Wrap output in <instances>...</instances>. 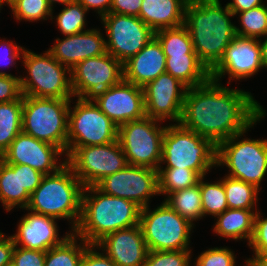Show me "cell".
Wrapping results in <instances>:
<instances>
[{"label":"cell","mask_w":267,"mask_h":266,"mask_svg":"<svg viewBox=\"0 0 267 266\" xmlns=\"http://www.w3.org/2000/svg\"><path fill=\"white\" fill-rule=\"evenodd\" d=\"M86 13L87 10L78 1L65 5L61 12L55 16L57 17L55 19L56 24L61 33L69 36L86 31L84 28Z\"/></svg>","instance_id":"cell-36"},{"label":"cell","mask_w":267,"mask_h":266,"mask_svg":"<svg viewBox=\"0 0 267 266\" xmlns=\"http://www.w3.org/2000/svg\"><path fill=\"white\" fill-rule=\"evenodd\" d=\"M139 224L148 251L190 250V235L194 227L165 201L157 208H141Z\"/></svg>","instance_id":"cell-9"},{"label":"cell","mask_w":267,"mask_h":266,"mask_svg":"<svg viewBox=\"0 0 267 266\" xmlns=\"http://www.w3.org/2000/svg\"><path fill=\"white\" fill-rule=\"evenodd\" d=\"M17 226V233L11 235L15 246L45 252L61 244L72 233L67 232L59 238L56 218L32 211L22 217Z\"/></svg>","instance_id":"cell-22"},{"label":"cell","mask_w":267,"mask_h":266,"mask_svg":"<svg viewBox=\"0 0 267 266\" xmlns=\"http://www.w3.org/2000/svg\"><path fill=\"white\" fill-rule=\"evenodd\" d=\"M262 66L260 39L236 36L226 47L218 64L210 71V79L220 83L222 76L232 79H247L255 75Z\"/></svg>","instance_id":"cell-17"},{"label":"cell","mask_w":267,"mask_h":266,"mask_svg":"<svg viewBox=\"0 0 267 266\" xmlns=\"http://www.w3.org/2000/svg\"><path fill=\"white\" fill-rule=\"evenodd\" d=\"M4 3H7V5H9L11 2H13L14 0H2Z\"/></svg>","instance_id":"cell-52"},{"label":"cell","mask_w":267,"mask_h":266,"mask_svg":"<svg viewBox=\"0 0 267 266\" xmlns=\"http://www.w3.org/2000/svg\"><path fill=\"white\" fill-rule=\"evenodd\" d=\"M45 251L15 246L12 262L16 266H45Z\"/></svg>","instance_id":"cell-42"},{"label":"cell","mask_w":267,"mask_h":266,"mask_svg":"<svg viewBox=\"0 0 267 266\" xmlns=\"http://www.w3.org/2000/svg\"><path fill=\"white\" fill-rule=\"evenodd\" d=\"M188 87L169 73L160 74L144 87L146 117L179 123Z\"/></svg>","instance_id":"cell-16"},{"label":"cell","mask_w":267,"mask_h":266,"mask_svg":"<svg viewBox=\"0 0 267 266\" xmlns=\"http://www.w3.org/2000/svg\"><path fill=\"white\" fill-rule=\"evenodd\" d=\"M159 195H169L175 191L190 188L198 184L201 178L194 170L160 166L158 168Z\"/></svg>","instance_id":"cell-32"},{"label":"cell","mask_w":267,"mask_h":266,"mask_svg":"<svg viewBox=\"0 0 267 266\" xmlns=\"http://www.w3.org/2000/svg\"><path fill=\"white\" fill-rule=\"evenodd\" d=\"M69 107L67 147L105 145L117 141L118 126L91 98H77Z\"/></svg>","instance_id":"cell-11"},{"label":"cell","mask_w":267,"mask_h":266,"mask_svg":"<svg viewBox=\"0 0 267 266\" xmlns=\"http://www.w3.org/2000/svg\"><path fill=\"white\" fill-rule=\"evenodd\" d=\"M3 4L5 5V3L2 0H0V10H1V7H3Z\"/></svg>","instance_id":"cell-54"},{"label":"cell","mask_w":267,"mask_h":266,"mask_svg":"<svg viewBox=\"0 0 267 266\" xmlns=\"http://www.w3.org/2000/svg\"><path fill=\"white\" fill-rule=\"evenodd\" d=\"M188 0H143L139 18L154 32L184 24Z\"/></svg>","instance_id":"cell-25"},{"label":"cell","mask_w":267,"mask_h":266,"mask_svg":"<svg viewBox=\"0 0 267 266\" xmlns=\"http://www.w3.org/2000/svg\"><path fill=\"white\" fill-rule=\"evenodd\" d=\"M96 187L103 193L134 201L141 208L158 191V171L149 167L127 165L102 179Z\"/></svg>","instance_id":"cell-15"},{"label":"cell","mask_w":267,"mask_h":266,"mask_svg":"<svg viewBox=\"0 0 267 266\" xmlns=\"http://www.w3.org/2000/svg\"><path fill=\"white\" fill-rule=\"evenodd\" d=\"M14 248L15 244L11 236L3 237L0 240V266L12 262Z\"/></svg>","instance_id":"cell-47"},{"label":"cell","mask_w":267,"mask_h":266,"mask_svg":"<svg viewBox=\"0 0 267 266\" xmlns=\"http://www.w3.org/2000/svg\"><path fill=\"white\" fill-rule=\"evenodd\" d=\"M264 42H261L260 39V46H261V52H262V66L263 68H267V35L265 36Z\"/></svg>","instance_id":"cell-50"},{"label":"cell","mask_w":267,"mask_h":266,"mask_svg":"<svg viewBox=\"0 0 267 266\" xmlns=\"http://www.w3.org/2000/svg\"><path fill=\"white\" fill-rule=\"evenodd\" d=\"M70 102L23 95L22 132L59 147L66 156Z\"/></svg>","instance_id":"cell-7"},{"label":"cell","mask_w":267,"mask_h":266,"mask_svg":"<svg viewBox=\"0 0 267 266\" xmlns=\"http://www.w3.org/2000/svg\"><path fill=\"white\" fill-rule=\"evenodd\" d=\"M255 209H230L215 216L217 222L213 227L214 233L223 238L233 240H248L252 238L254 231V221L257 212Z\"/></svg>","instance_id":"cell-26"},{"label":"cell","mask_w":267,"mask_h":266,"mask_svg":"<svg viewBox=\"0 0 267 266\" xmlns=\"http://www.w3.org/2000/svg\"><path fill=\"white\" fill-rule=\"evenodd\" d=\"M43 176L29 165L7 164L0 158V202L4 209L7 212L16 206L25 209Z\"/></svg>","instance_id":"cell-20"},{"label":"cell","mask_w":267,"mask_h":266,"mask_svg":"<svg viewBox=\"0 0 267 266\" xmlns=\"http://www.w3.org/2000/svg\"><path fill=\"white\" fill-rule=\"evenodd\" d=\"M263 4V0H232V2L227 3V6L234 15H237L239 12L247 11Z\"/></svg>","instance_id":"cell-48"},{"label":"cell","mask_w":267,"mask_h":266,"mask_svg":"<svg viewBox=\"0 0 267 266\" xmlns=\"http://www.w3.org/2000/svg\"><path fill=\"white\" fill-rule=\"evenodd\" d=\"M164 201L182 217L194 225V221L203 218L200 179L193 187L185 188L165 196Z\"/></svg>","instance_id":"cell-28"},{"label":"cell","mask_w":267,"mask_h":266,"mask_svg":"<svg viewBox=\"0 0 267 266\" xmlns=\"http://www.w3.org/2000/svg\"><path fill=\"white\" fill-rule=\"evenodd\" d=\"M204 178H200L203 217L206 215L215 217L228 209L223 182L218 180L215 183H209L205 182Z\"/></svg>","instance_id":"cell-35"},{"label":"cell","mask_w":267,"mask_h":266,"mask_svg":"<svg viewBox=\"0 0 267 266\" xmlns=\"http://www.w3.org/2000/svg\"><path fill=\"white\" fill-rule=\"evenodd\" d=\"M75 1H77V0H47L48 4L52 8V10L54 8L53 4H55V3H61L65 6V5L72 3V2H75Z\"/></svg>","instance_id":"cell-51"},{"label":"cell","mask_w":267,"mask_h":266,"mask_svg":"<svg viewBox=\"0 0 267 266\" xmlns=\"http://www.w3.org/2000/svg\"><path fill=\"white\" fill-rule=\"evenodd\" d=\"M66 163L84 187L96 186L128 165L118 140L105 145L67 147Z\"/></svg>","instance_id":"cell-12"},{"label":"cell","mask_w":267,"mask_h":266,"mask_svg":"<svg viewBox=\"0 0 267 266\" xmlns=\"http://www.w3.org/2000/svg\"><path fill=\"white\" fill-rule=\"evenodd\" d=\"M87 11L93 9L97 11L102 18L103 16L110 13V7L112 0H77Z\"/></svg>","instance_id":"cell-46"},{"label":"cell","mask_w":267,"mask_h":266,"mask_svg":"<svg viewBox=\"0 0 267 266\" xmlns=\"http://www.w3.org/2000/svg\"><path fill=\"white\" fill-rule=\"evenodd\" d=\"M13 13L16 20H25L29 22L47 20L49 18L52 20L53 11L49 6L47 0H14L8 5Z\"/></svg>","instance_id":"cell-37"},{"label":"cell","mask_w":267,"mask_h":266,"mask_svg":"<svg viewBox=\"0 0 267 266\" xmlns=\"http://www.w3.org/2000/svg\"><path fill=\"white\" fill-rule=\"evenodd\" d=\"M265 111L250 92L209 79L188 88L179 124L217 146L247 130Z\"/></svg>","instance_id":"cell-1"},{"label":"cell","mask_w":267,"mask_h":266,"mask_svg":"<svg viewBox=\"0 0 267 266\" xmlns=\"http://www.w3.org/2000/svg\"><path fill=\"white\" fill-rule=\"evenodd\" d=\"M55 42L48 51L55 60L70 70L80 61L97 57L107 52L106 41L97 28L65 36L63 39L57 38Z\"/></svg>","instance_id":"cell-23"},{"label":"cell","mask_w":267,"mask_h":266,"mask_svg":"<svg viewBox=\"0 0 267 266\" xmlns=\"http://www.w3.org/2000/svg\"><path fill=\"white\" fill-rule=\"evenodd\" d=\"M5 266H16L13 262L6 264Z\"/></svg>","instance_id":"cell-53"},{"label":"cell","mask_w":267,"mask_h":266,"mask_svg":"<svg viewBox=\"0 0 267 266\" xmlns=\"http://www.w3.org/2000/svg\"><path fill=\"white\" fill-rule=\"evenodd\" d=\"M143 0H112L111 13L139 17Z\"/></svg>","instance_id":"cell-45"},{"label":"cell","mask_w":267,"mask_h":266,"mask_svg":"<svg viewBox=\"0 0 267 266\" xmlns=\"http://www.w3.org/2000/svg\"><path fill=\"white\" fill-rule=\"evenodd\" d=\"M23 95L11 102L0 103V157L22 132Z\"/></svg>","instance_id":"cell-29"},{"label":"cell","mask_w":267,"mask_h":266,"mask_svg":"<svg viewBox=\"0 0 267 266\" xmlns=\"http://www.w3.org/2000/svg\"><path fill=\"white\" fill-rule=\"evenodd\" d=\"M42 54L29 50L23 54L22 63L28 75L19 76L22 95L72 99L71 70L55 60L48 50Z\"/></svg>","instance_id":"cell-8"},{"label":"cell","mask_w":267,"mask_h":266,"mask_svg":"<svg viewBox=\"0 0 267 266\" xmlns=\"http://www.w3.org/2000/svg\"><path fill=\"white\" fill-rule=\"evenodd\" d=\"M226 193V201L230 209H255L259 190L256 186L229 176L220 179Z\"/></svg>","instance_id":"cell-31"},{"label":"cell","mask_w":267,"mask_h":266,"mask_svg":"<svg viewBox=\"0 0 267 266\" xmlns=\"http://www.w3.org/2000/svg\"><path fill=\"white\" fill-rule=\"evenodd\" d=\"M83 191L84 185L65 163L57 172L43 176L25 209L58 220L68 219L73 232L81 216Z\"/></svg>","instance_id":"cell-4"},{"label":"cell","mask_w":267,"mask_h":266,"mask_svg":"<svg viewBox=\"0 0 267 266\" xmlns=\"http://www.w3.org/2000/svg\"><path fill=\"white\" fill-rule=\"evenodd\" d=\"M123 79V63L107 52L80 61L71 69L72 91L77 98H92Z\"/></svg>","instance_id":"cell-14"},{"label":"cell","mask_w":267,"mask_h":266,"mask_svg":"<svg viewBox=\"0 0 267 266\" xmlns=\"http://www.w3.org/2000/svg\"><path fill=\"white\" fill-rule=\"evenodd\" d=\"M91 99L117 126L146 117L143 87L124 79Z\"/></svg>","instance_id":"cell-18"},{"label":"cell","mask_w":267,"mask_h":266,"mask_svg":"<svg viewBox=\"0 0 267 266\" xmlns=\"http://www.w3.org/2000/svg\"><path fill=\"white\" fill-rule=\"evenodd\" d=\"M261 212L257 211L254 221V231L252 238L248 244L249 247L254 251L253 257L245 261L246 265L255 256H265L267 255V218H262Z\"/></svg>","instance_id":"cell-40"},{"label":"cell","mask_w":267,"mask_h":266,"mask_svg":"<svg viewBox=\"0 0 267 266\" xmlns=\"http://www.w3.org/2000/svg\"><path fill=\"white\" fill-rule=\"evenodd\" d=\"M166 57L184 54H196L187 27L164 28L155 32Z\"/></svg>","instance_id":"cell-33"},{"label":"cell","mask_w":267,"mask_h":266,"mask_svg":"<svg viewBox=\"0 0 267 266\" xmlns=\"http://www.w3.org/2000/svg\"><path fill=\"white\" fill-rule=\"evenodd\" d=\"M241 28L236 26V34L242 37L260 38L267 35V7L265 4L239 12Z\"/></svg>","instance_id":"cell-34"},{"label":"cell","mask_w":267,"mask_h":266,"mask_svg":"<svg viewBox=\"0 0 267 266\" xmlns=\"http://www.w3.org/2000/svg\"><path fill=\"white\" fill-rule=\"evenodd\" d=\"M63 154L59 147L20 132L0 158L7 164L29 165L47 175L57 172L64 166L66 159L58 162L59 165L57 163Z\"/></svg>","instance_id":"cell-19"},{"label":"cell","mask_w":267,"mask_h":266,"mask_svg":"<svg viewBox=\"0 0 267 266\" xmlns=\"http://www.w3.org/2000/svg\"><path fill=\"white\" fill-rule=\"evenodd\" d=\"M191 250L148 251L143 266H190Z\"/></svg>","instance_id":"cell-38"},{"label":"cell","mask_w":267,"mask_h":266,"mask_svg":"<svg viewBox=\"0 0 267 266\" xmlns=\"http://www.w3.org/2000/svg\"><path fill=\"white\" fill-rule=\"evenodd\" d=\"M265 115L266 111L247 130L219 143L216 154V167H228L227 176L253 184L260 190L267 173V139H240Z\"/></svg>","instance_id":"cell-6"},{"label":"cell","mask_w":267,"mask_h":266,"mask_svg":"<svg viewBox=\"0 0 267 266\" xmlns=\"http://www.w3.org/2000/svg\"><path fill=\"white\" fill-rule=\"evenodd\" d=\"M95 244H90L84 251L81 266H117L105 253L95 249Z\"/></svg>","instance_id":"cell-44"},{"label":"cell","mask_w":267,"mask_h":266,"mask_svg":"<svg viewBox=\"0 0 267 266\" xmlns=\"http://www.w3.org/2000/svg\"><path fill=\"white\" fill-rule=\"evenodd\" d=\"M217 146L179 123L166 126L163 134L161 164L188 168L205 177L216 166Z\"/></svg>","instance_id":"cell-5"},{"label":"cell","mask_w":267,"mask_h":266,"mask_svg":"<svg viewBox=\"0 0 267 266\" xmlns=\"http://www.w3.org/2000/svg\"><path fill=\"white\" fill-rule=\"evenodd\" d=\"M159 120L144 117L118 126L117 140L129 165L149 167L161 166L163 134L166 126Z\"/></svg>","instance_id":"cell-10"},{"label":"cell","mask_w":267,"mask_h":266,"mask_svg":"<svg viewBox=\"0 0 267 266\" xmlns=\"http://www.w3.org/2000/svg\"><path fill=\"white\" fill-rule=\"evenodd\" d=\"M0 40V63L8 66L15 65L16 59L23 58V54L26 49L24 47H20L17 45V43H14L13 41H6ZM2 51V52H1ZM3 54V55H2ZM7 60L6 62L3 63V61Z\"/></svg>","instance_id":"cell-43"},{"label":"cell","mask_w":267,"mask_h":266,"mask_svg":"<svg viewBox=\"0 0 267 266\" xmlns=\"http://www.w3.org/2000/svg\"><path fill=\"white\" fill-rule=\"evenodd\" d=\"M101 20L107 35V53L122 63L136 55L155 36L139 17L110 12Z\"/></svg>","instance_id":"cell-13"},{"label":"cell","mask_w":267,"mask_h":266,"mask_svg":"<svg viewBox=\"0 0 267 266\" xmlns=\"http://www.w3.org/2000/svg\"><path fill=\"white\" fill-rule=\"evenodd\" d=\"M140 211L134 201L107 195L96 186L84 187L81 216L73 233L96 244L109 233L139 224Z\"/></svg>","instance_id":"cell-3"},{"label":"cell","mask_w":267,"mask_h":266,"mask_svg":"<svg viewBox=\"0 0 267 266\" xmlns=\"http://www.w3.org/2000/svg\"><path fill=\"white\" fill-rule=\"evenodd\" d=\"M233 16L227 4L223 8L219 0H188L186 4L184 25L198 59L209 72L237 36L236 26L230 20Z\"/></svg>","instance_id":"cell-2"},{"label":"cell","mask_w":267,"mask_h":266,"mask_svg":"<svg viewBox=\"0 0 267 266\" xmlns=\"http://www.w3.org/2000/svg\"><path fill=\"white\" fill-rule=\"evenodd\" d=\"M77 240L81 242L78 244ZM89 245L72 232L61 244L46 251L45 266H81L82 256Z\"/></svg>","instance_id":"cell-30"},{"label":"cell","mask_w":267,"mask_h":266,"mask_svg":"<svg viewBox=\"0 0 267 266\" xmlns=\"http://www.w3.org/2000/svg\"><path fill=\"white\" fill-rule=\"evenodd\" d=\"M95 245L117 266H143L148 253L140 224L109 233Z\"/></svg>","instance_id":"cell-21"},{"label":"cell","mask_w":267,"mask_h":266,"mask_svg":"<svg viewBox=\"0 0 267 266\" xmlns=\"http://www.w3.org/2000/svg\"><path fill=\"white\" fill-rule=\"evenodd\" d=\"M22 96L20 79L6 72H0V103L18 100Z\"/></svg>","instance_id":"cell-41"},{"label":"cell","mask_w":267,"mask_h":266,"mask_svg":"<svg viewBox=\"0 0 267 266\" xmlns=\"http://www.w3.org/2000/svg\"><path fill=\"white\" fill-rule=\"evenodd\" d=\"M3 237H6V235H4L2 232H0V240H1Z\"/></svg>","instance_id":"cell-55"},{"label":"cell","mask_w":267,"mask_h":266,"mask_svg":"<svg viewBox=\"0 0 267 266\" xmlns=\"http://www.w3.org/2000/svg\"><path fill=\"white\" fill-rule=\"evenodd\" d=\"M234 252L227 247H214L203 251L194 266H236Z\"/></svg>","instance_id":"cell-39"},{"label":"cell","mask_w":267,"mask_h":266,"mask_svg":"<svg viewBox=\"0 0 267 266\" xmlns=\"http://www.w3.org/2000/svg\"><path fill=\"white\" fill-rule=\"evenodd\" d=\"M166 72L180 80L188 88L205 84L210 72L200 62L196 54L166 57Z\"/></svg>","instance_id":"cell-27"},{"label":"cell","mask_w":267,"mask_h":266,"mask_svg":"<svg viewBox=\"0 0 267 266\" xmlns=\"http://www.w3.org/2000/svg\"><path fill=\"white\" fill-rule=\"evenodd\" d=\"M166 56L154 36L136 55L123 63L124 80L140 87L166 72Z\"/></svg>","instance_id":"cell-24"},{"label":"cell","mask_w":267,"mask_h":266,"mask_svg":"<svg viewBox=\"0 0 267 266\" xmlns=\"http://www.w3.org/2000/svg\"><path fill=\"white\" fill-rule=\"evenodd\" d=\"M248 266H267V255H265V256H255L248 263Z\"/></svg>","instance_id":"cell-49"}]
</instances>
